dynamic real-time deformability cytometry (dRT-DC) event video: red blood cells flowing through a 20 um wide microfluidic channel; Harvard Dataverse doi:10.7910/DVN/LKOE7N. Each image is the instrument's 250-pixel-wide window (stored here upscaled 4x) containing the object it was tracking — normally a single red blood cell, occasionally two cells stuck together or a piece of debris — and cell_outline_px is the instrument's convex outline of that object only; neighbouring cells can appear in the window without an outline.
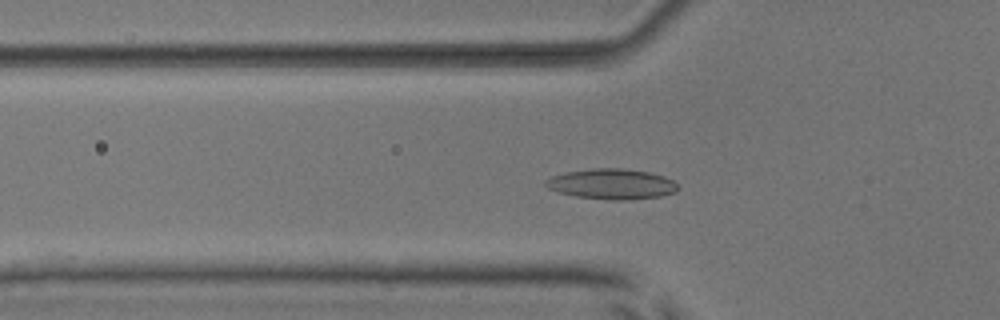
{"species": "common noctule bat (a hibernating species)", "species_latin": "Nyctalus noctula", "temperature_condition": "room temperature", "stored_images_in_passage": 55, "camera_frame_rate_fps": 3000, "um_per_image_px": 0.085, "animal": {"sex": "male", "body_mass_g": 17.9, "forearm_length_mm": 54.2}, "frame": {"image": 1, "passage_image": 19, "time_ms": 6.0, "image_size_px": [1000, 320], "cell_outline_px": [[680, 188], [676, 192], [660, 196], [628, 200], [612, 200], [576, 196], [560, 192], [548, 188], [544, 184], [544, 180], [552, 176], [568, 172], [592, 168], [620, 168], [648, 172], [664, 176], [672, 180]], "centroid_in_image_um": [52.01, 15.64], "position_along_channel_um": 73.8, "area_um2": 23.29}}
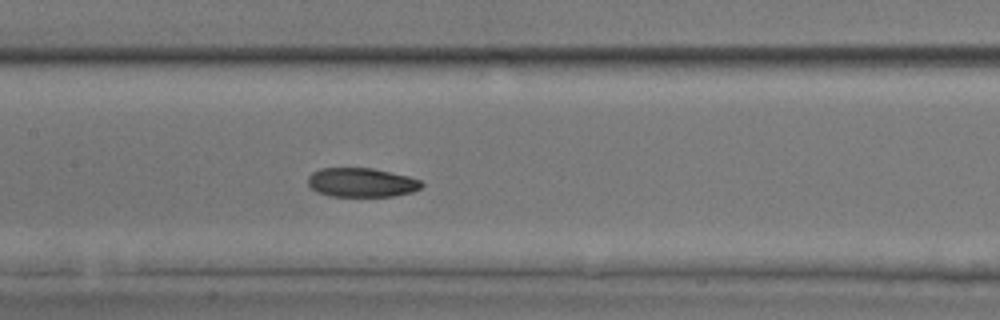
{"frame": {"image": 2, "passage_image": 27, "time_ms": 8.667, "image_size_px": [1000, 320], "cell_outline_px": [[424, 184], [420, 188], [412, 192], [392, 196], [328, 196], [316, 192], [308, 184], [308, 176], [312, 172], [320, 168], [372, 168], [408, 176], [420, 180]], "centroid_in_image_um": [30.7, 15.51], "position_along_channel_um": 176.7, "area_um2": 19.31}}
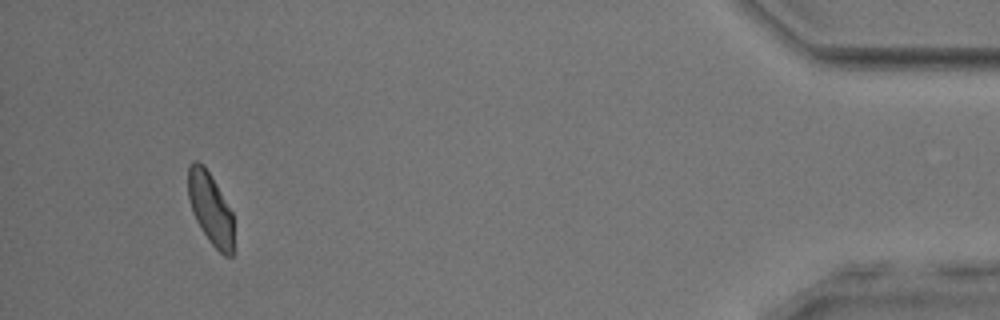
{"frame": {"image": 3, "passage_image": 51, "time_ms": 16.667, "image_size_px": [1000, 320], "cell_outline_px": [[232, 256], [224, 256], [208, 240], [196, 220], [192, 212], [188, 196], [188, 168], [192, 160], [196, 160], [204, 164], [216, 184], [232, 212]], "centroid_in_image_um": [17.86, 17.68], "position_along_channel_um": 417.3, "area_um2": 18.84}, "authors_computed_cell_mechanics": {"area_um2": 20.23, "velocity_mm_per_s": 3.8591, "shape_relaxation_time_tau1_ms": 6.064, "shape_relaxation_time_tau2_ms": 3.1104, "deformation_change_tau1": 0.1332, "deformation_change_tau2": 0.0724}}